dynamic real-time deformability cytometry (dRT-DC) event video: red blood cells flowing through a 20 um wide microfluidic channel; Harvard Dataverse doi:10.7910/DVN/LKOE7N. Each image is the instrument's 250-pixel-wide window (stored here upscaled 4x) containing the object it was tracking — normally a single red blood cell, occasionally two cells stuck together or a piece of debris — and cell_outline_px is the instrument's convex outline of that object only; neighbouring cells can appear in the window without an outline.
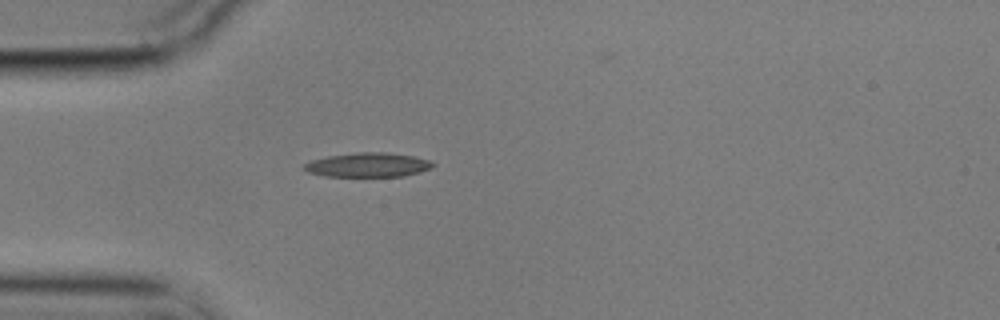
{"species": "common noctule bat (a hibernating species)", "species_latin": "Nyctalus noctula", "temperature_condition": "cold", "stored_images_in_passage": 36, "camera_frame_rate_fps": 3000, "um_per_image_px": 0.085, "animal": {"sex": "male", "body_mass_g": 17.9}, "frame": {"image": 1, "passage_image": 1, "time_ms": 0.0, "image_size_px": [1000, 320], "cell_outline_px": [[436, 164], [432, 168], [420, 172], [404, 176], [324, 176], [308, 172], [304, 168], [304, 164], [312, 160], [328, 156], [356, 152], [388, 152], [412, 156], [428, 160]], "centroid_in_image_um": [31.3, 14.01], "position_along_channel_um": 53.7, "area_um2": 18.15}}
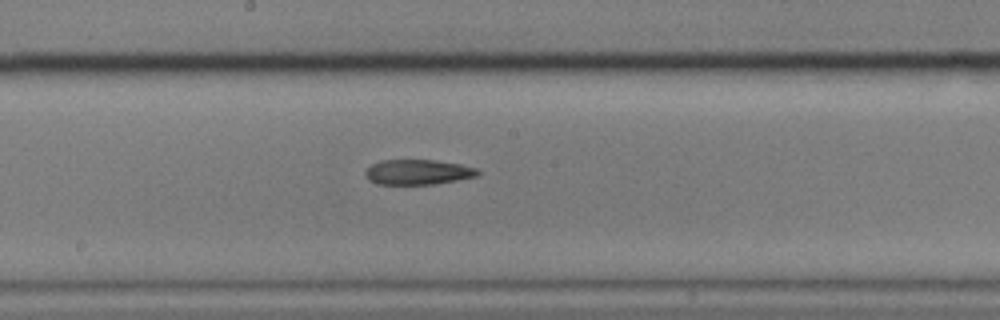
{"frame": {"image": 2, "passage_image": 15, "time_ms": 4.667, "image_size_px": [1000, 320], "cell_outline_px": [[480, 172], [476, 176], [436, 184], [376, 184], [368, 180], [364, 176], [364, 172], [372, 164], [380, 160], [436, 160], [460, 164], [476, 168]], "centroid_in_image_um": [35.48, 14.63], "position_along_channel_um": 212.7, "area_um2": 16.47}}
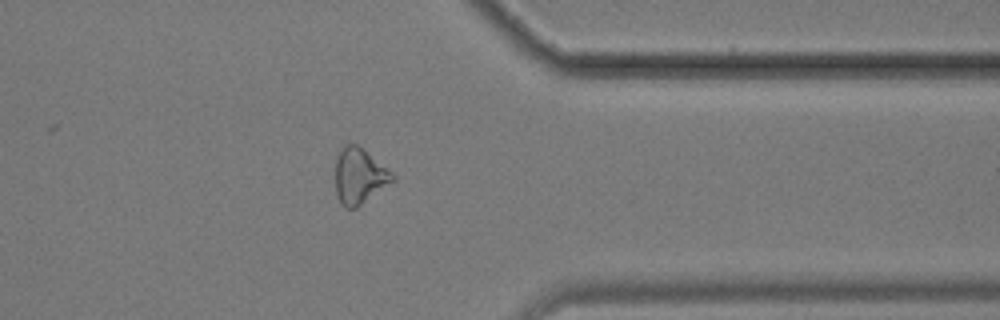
{"frame": {"image": 3, "passage_image": 30, "time_ms": 9.667, "image_size_px": [1000, 320], "cell_outline_px": [[396, 180], [356, 208], [344, 208], [336, 192], [336, 156], [344, 144], [356, 144], [364, 148], [392, 172], [396, 176]], "centroid_in_image_um": [30.57, 14.95], "position_along_channel_um": 380.8, "area_um2": 18.67}}